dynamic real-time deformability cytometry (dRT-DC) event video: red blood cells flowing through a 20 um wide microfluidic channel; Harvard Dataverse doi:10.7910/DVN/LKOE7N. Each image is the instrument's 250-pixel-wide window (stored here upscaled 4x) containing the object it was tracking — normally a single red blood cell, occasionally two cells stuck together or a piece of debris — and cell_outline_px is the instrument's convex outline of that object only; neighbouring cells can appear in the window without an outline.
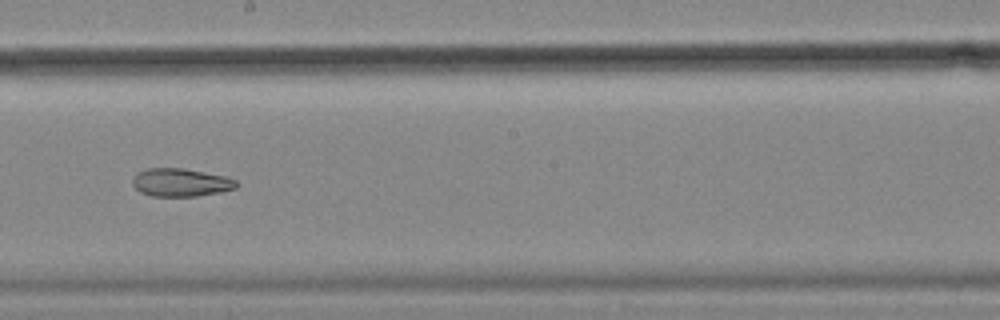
{"species": "common noctule bat (a hibernating species)", "species_latin": "Nyctalus noctula", "temperature_condition": "cold", "stored_images_in_passage": 10, "camera_frame_rate_fps": 3000, "um_per_image_px": 0.085, "animal": {"sex": "female", "body_mass_g": 18.4}, "frame": {"image": 1, "passage_image": 9, "time_ms": 2.667, "image_size_px": [1000, 320], "cell_outline_px": [[240, 184], [236, 188], [220, 192], [196, 196], [152, 196], [140, 192], [132, 184], [132, 180], [140, 172], [148, 168], [184, 168], [224, 176], [236, 180]], "centroid_in_image_um": [15.39, 15.51], "position_along_channel_um": 232.8, "area_um2": 16.88}}
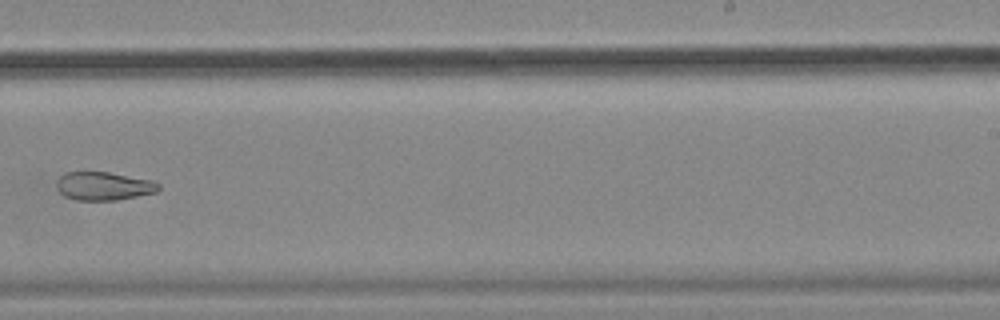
{"frame": {"image": 2, "passage_image": 10, "time_ms": 3.0, "image_size_px": [1000, 320], "cell_outline_px": [[160, 188], [156, 192], [116, 200], [76, 200], [64, 196], [56, 188], [56, 180], [64, 172], [108, 172], [148, 180], [160, 184]], "centroid_in_image_um": [8.75, 15.82], "position_along_channel_um": 280.3, "area_um2": 16.7}}